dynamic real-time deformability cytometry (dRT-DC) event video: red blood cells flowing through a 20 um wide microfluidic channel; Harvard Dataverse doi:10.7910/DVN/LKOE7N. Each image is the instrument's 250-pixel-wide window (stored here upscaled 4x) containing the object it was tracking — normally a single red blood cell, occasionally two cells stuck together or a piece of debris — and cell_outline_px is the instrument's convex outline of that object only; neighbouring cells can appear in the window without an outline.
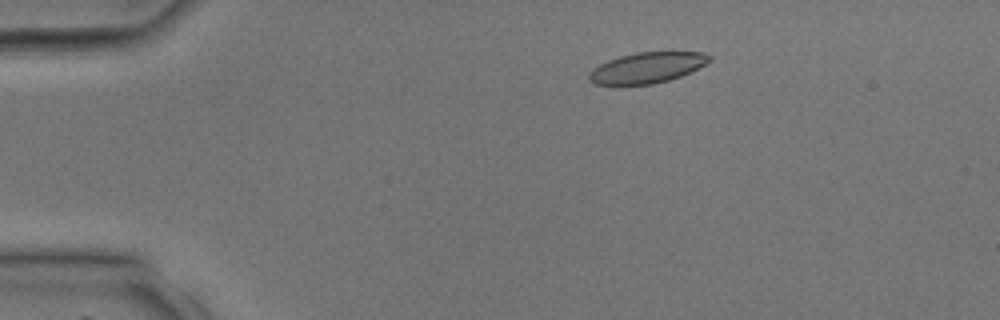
{"species": "common noctule bat (a hibernating species)", "species_latin": "Nyctalus noctula", "temperature_condition": "room temperature", "stored_images_in_passage": 37, "camera_frame_rate_fps": 3000, "um_per_image_px": 0.085, "animal": {"sex": "male", "body_mass_g": 17.9, "forearm_length_mm": 54.2}, "frame": {"image": 1, "passage_image": 5, "time_ms": 1.333, "image_size_px": [1000, 320], "cell_outline_px": [[712, 60], [680, 76], [668, 80], [652, 84], [592, 84], [588, 80], [588, 72], [592, 68], [608, 60], [620, 56], [636, 52], [704, 52], [712, 56]], "centroid_in_image_um": [54.96, 5.74], "position_along_channel_um": 30.0, "area_um2": 21.39}}
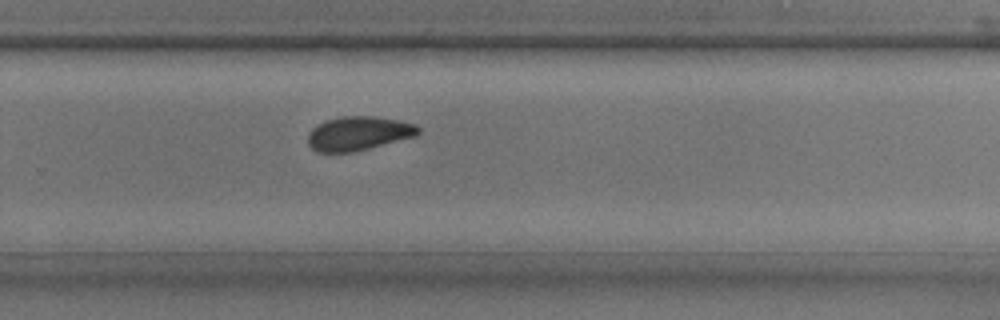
{"frame": {"image": 2, "passage_image": 24, "time_ms": 7.667, "image_size_px": [1000, 320], "cell_outline_px": [[420, 132], [416, 136], [352, 152], [316, 152], [308, 144], [308, 132], [312, 128], [324, 120], [344, 116], [376, 116], [416, 124], [420, 128]], "centroid_in_image_um": [30.45, 11.33], "position_along_channel_um": 299.3, "area_um2": 21.85}}
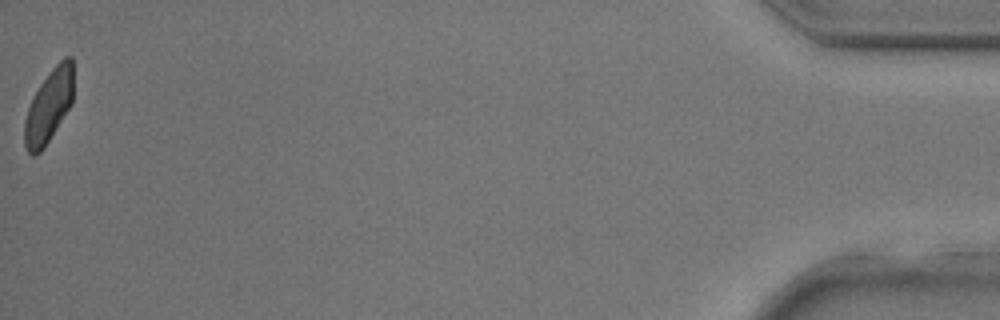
{"frame": {"image": 3, "passage_image": 37, "time_ms": 12.0, "image_size_px": [1000, 320], "cell_outline_px": [[72, 104], [44, 148], [36, 156], [32, 156], [28, 152], [24, 144], [24, 120], [28, 108], [40, 84], [52, 68], [64, 56], [72, 56]], "centroid_in_image_um": [4.14, 9.05], "position_along_channel_um": 431.1, "area_um2": 20.69}}